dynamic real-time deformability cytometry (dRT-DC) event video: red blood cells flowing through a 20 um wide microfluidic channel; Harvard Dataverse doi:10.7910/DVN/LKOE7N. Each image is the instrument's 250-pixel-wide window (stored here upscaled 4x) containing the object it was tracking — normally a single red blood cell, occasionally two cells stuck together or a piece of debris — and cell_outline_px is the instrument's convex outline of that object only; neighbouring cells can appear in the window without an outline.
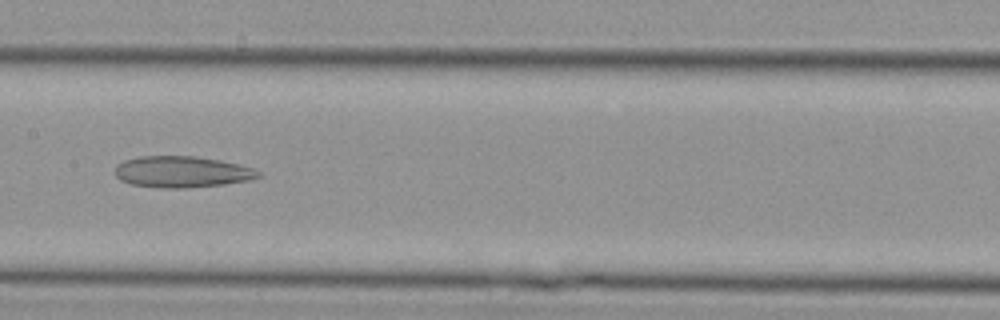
{"species": "Egyptian fruit bat (a non-hibernating species)", "species_latin": "Rousettus aegyptiacus", "temperature_condition": "cold", "stored_images_in_passage": 23, "camera_frame_rate_fps": 3000, "um_per_image_px": 0.085, "animal": {"sex": "female"}, "frame": {"image": 1, "passage_image": 7, "time_ms": 2.0, "image_size_px": [1000, 320], "cell_outline_px": [[260, 176], [252, 180], [224, 184], [184, 188], [160, 188], [132, 184], [120, 180], [116, 176], [116, 164], [124, 160], [140, 156], [196, 156], [220, 160], [252, 168], [260, 172]], "centroid_in_image_um": [15.45, 14.61], "position_along_channel_um": 192.0, "area_um2": 26.13}}
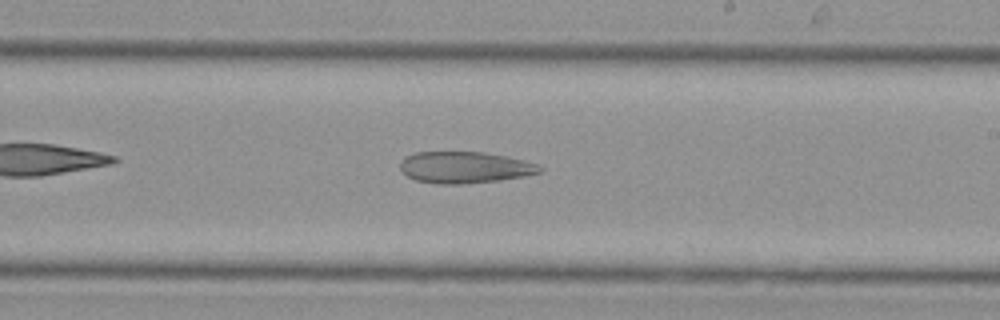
{"frame": {"image": 2, "passage_image": 10, "time_ms": 3.0, "image_size_px": [1000, 320], "cell_outline_px": [[544, 172], [524, 176], [500, 180], [460, 184], [440, 184], [416, 180], [408, 176], [400, 168], [400, 160], [404, 156], [416, 152], [484, 152], [508, 156], [524, 160], [536, 164], [544, 168]], "centroid_in_image_um": [39.53, 14.22], "position_along_channel_um": 249.5, "area_um2": 25.78}}